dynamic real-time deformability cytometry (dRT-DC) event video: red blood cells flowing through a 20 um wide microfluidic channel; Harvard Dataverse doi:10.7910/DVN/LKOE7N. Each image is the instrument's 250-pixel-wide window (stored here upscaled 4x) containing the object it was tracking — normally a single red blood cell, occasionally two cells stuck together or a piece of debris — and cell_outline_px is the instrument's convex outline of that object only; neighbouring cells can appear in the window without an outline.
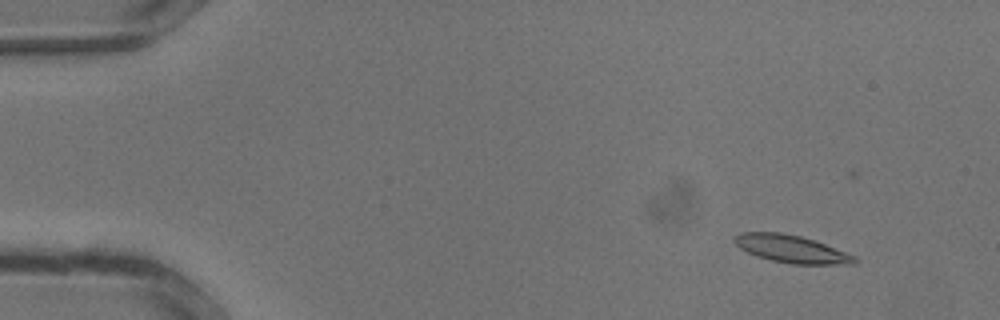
{"species": "common noctule bat (a hibernating species)", "species_latin": "Nyctalus noctula", "temperature_condition": "warm", "stored_images_in_passage": 36, "segment_of_instrument_passage": [1, 2], "camera_frame_rate_fps": 3000, "um_per_image_px": 0.085, "animal": {"sex": "male", "body_mass_g": 13.3}, "frame": {"image": 1, "passage_image": 5, "time_ms": 1.333, "image_size_px": [1000, 320], "cell_outline_px": [[860, 260], [856, 264], [792, 264], [772, 260], [756, 256], [740, 248], [732, 240], [740, 232], [780, 232], [800, 236], [824, 244], [856, 256]], "centroid_in_image_um": [67.28, 21.16], "position_along_channel_um": 17.7, "area_um2": 19.19}}
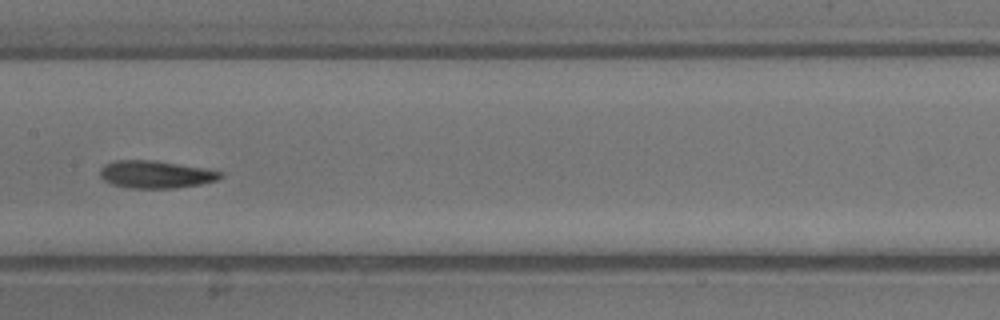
{"frame": {"image": 2, "passage_image": 19, "time_ms": 6.0, "image_size_px": [1000, 320], "cell_outline_px": [[224, 176], [216, 180], [200, 184], [172, 188], [132, 188], [112, 184], [104, 180], [100, 176], [100, 168], [104, 164], [116, 160], [152, 160], [224, 172]], "centroid_in_image_um": [13.2, 14.82], "position_along_channel_um": 194.2, "area_um2": 19.02}}
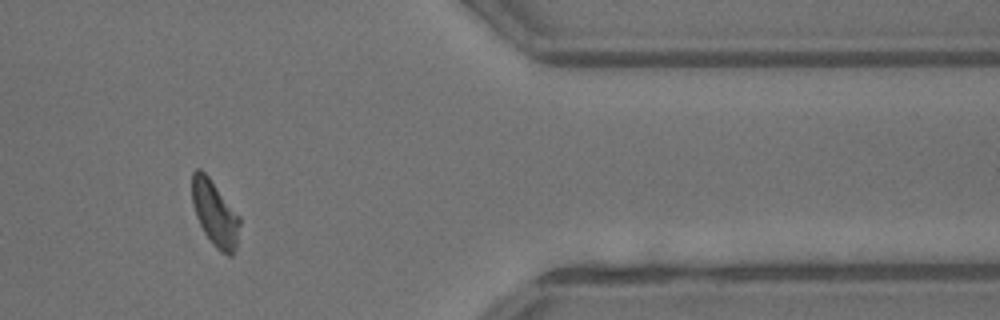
{"frame": {"image": 3, "passage_image": 30, "time_ms": 9.667, "image_size_px": [1000, 320], "cell_outline_px": [[240, 224], [236, 248], [232, 256], [228, 256], [220, 252], [212, 244], [204, 232], [196, 216], [192, 204], [192, 172], [196, 168], [200, 168], [208, 176], [240, 216]], "centroid_in_image_um": [18.27, 18.15], "position_along_channel_um": 393.1, "area_um2": 18.26}}